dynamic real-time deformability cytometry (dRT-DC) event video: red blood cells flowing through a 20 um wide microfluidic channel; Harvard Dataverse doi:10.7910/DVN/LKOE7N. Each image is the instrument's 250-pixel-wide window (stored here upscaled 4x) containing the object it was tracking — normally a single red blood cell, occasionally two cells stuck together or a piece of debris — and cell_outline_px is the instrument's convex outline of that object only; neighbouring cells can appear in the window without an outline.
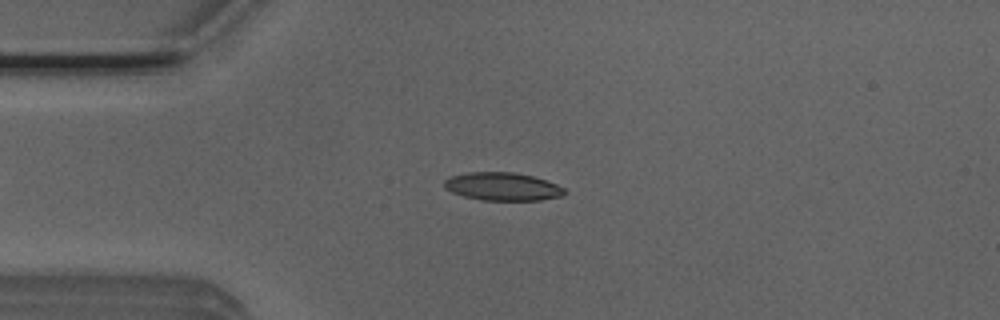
{"species": "Egyptian fruit bat (a non-hibernating species)", "species_latin": "Rousettus aegyptiacus", "temperature_condition": "room temperature", "stored_images_in_passage": 40, "camera_frame_rate_fps": 3000, "um_per_image_px": 0.085, "animal": {"sex": "male"}, "frame": {"image": 1, "passage_image": 1, "time_ms": 0.0, "image_size_px": [1000, 320], "cell_outline_px": [[568, 192], [564, 196], [540, 200], [480, 200], [464, 196], [452, 192], [444, 188], [444, 180], [452, 176], [468, 172], [512, 172], [532, 176], [556, 184], [564, 188]], "centroid_in_image_um": [42.73, 15.86], "position_along_channel_um": 42.3, "area_um2": 19.65}}
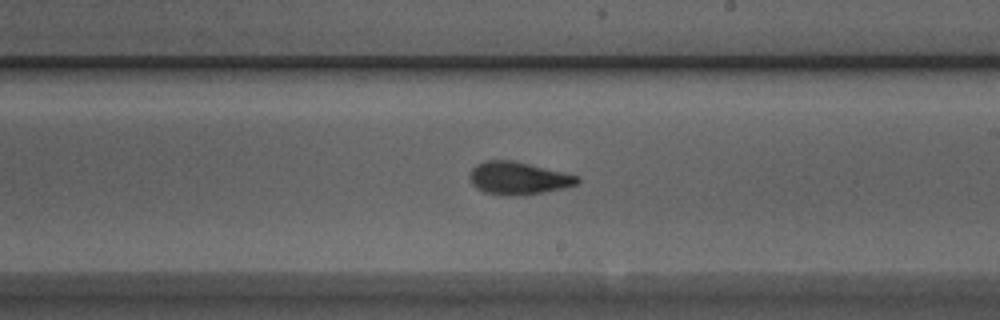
{"frame": {"image": 2, "passage_image": 18, "time_ms": 5.667, "image_size_px": [1000, 320], "cell_outline_px": [[580, 180], [576, 184], [564, 188], [524, 196], [504, 196], [484, 192], [476, 188], [472, 184], [468, 176], [472, 168], [476, 164], [484, 160], [512, 160], [580, 176]], "centroid_in_image_um": [44.02, 15.16], "position_along_channel_um": 245.0, "area_um2": 20.75}}
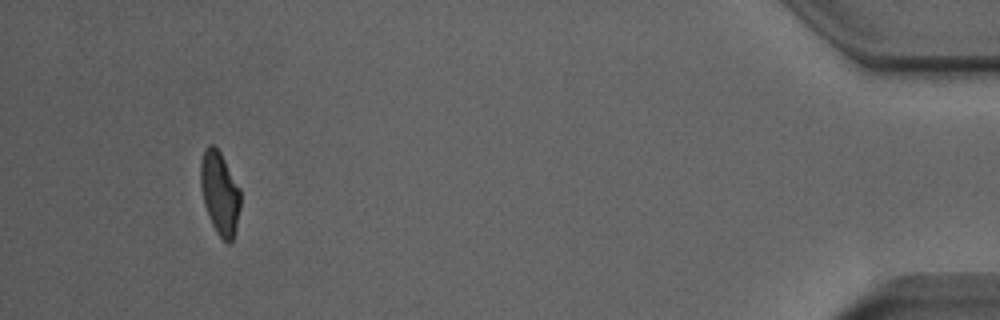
{"frame": {"image": 3, "passage_image": 37, "time_ms": 12.0, "image_size_px": [1000, 320], "cell_outline_px": [[240, 208], [236, 228], [232, 240], [228, 244], [216, 232], [208, 216], [204, 204], [200, 184], [200, 160], [208, 144], [212, 144], [220, 152], [240, 188]], "centroid_in_image_um": [18.67, 16.41], "position_along_channel_um": 416.5, "area_um2": 19.25}, "authors_computed_cell_mechanics": {"area_um2": 20.0855, "velocity_mm_per_s": 3.9295, "shape_relaxation_time_tau1_ms": 4.2222, "shape_relaxation_time_tau2_ms": 2.1192, "deformation_change_tau1": 0.1711, "deformation_change_tau2": 0.0834}}